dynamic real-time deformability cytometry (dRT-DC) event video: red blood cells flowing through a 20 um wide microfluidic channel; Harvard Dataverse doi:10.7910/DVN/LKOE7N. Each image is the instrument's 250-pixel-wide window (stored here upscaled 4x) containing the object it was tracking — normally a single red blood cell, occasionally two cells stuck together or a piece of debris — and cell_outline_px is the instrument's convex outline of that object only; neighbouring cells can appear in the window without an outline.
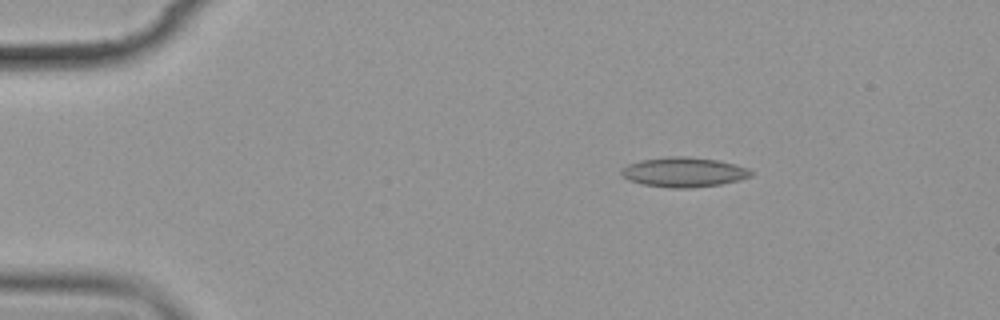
{"species": "common noctule bat (a hibernating species)", "species_latin": "Nyctalus noctula", "temperature_condition": "cold", "stored_images_in_passage": 4, "camera_frame_rate_fps": 3000, "um_per_image_px": 0.085, "animal": {"sex": "female", "body_mass_g": 19.9}, "frame": {"image": 1, "passage_image": 1, "time_ms": 0.0, "image_size_px": [1000, 320], "cell_outline_px": [[752, 176], [740, 180], [720, 184], [692, 188], [668, 188], [640, 184], [628, 180], [620, 172], [620, 168], [628, 164], [640, 160], [668, 156], [688, 156], [716, 160], [736, 164], [748, 168], [752, 172]], "centroid_in_image_um": [58.1, 14.63], "position_along_channel_um": 26.9, "area_um2": 22.72}}
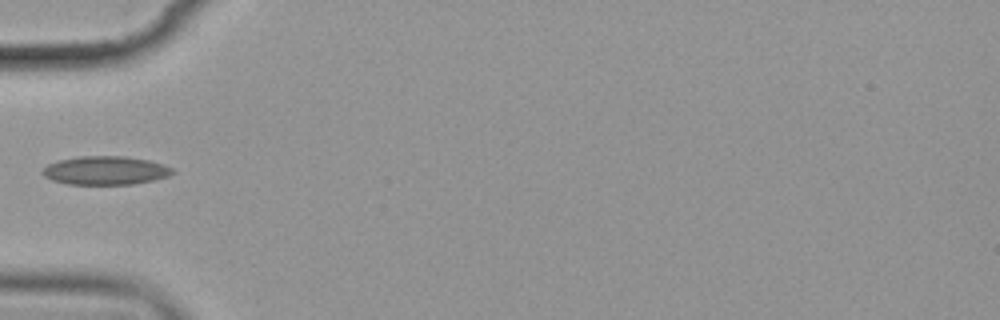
{"frame": {"image": 2, "passage_image": 4, "time_ms": 3.333, "image_size_px": [1000, 320], "cell_outline_px": [[176, 172], [168, 176], [152, 180], [132, 184], [68, 184], [52, 180], [44, 176], [40, 172], [48, 164], [60, 160], [80, 156], [124, 156], [148, 160], [172, 168]], "centroid_in_image_um": [8.94, 14.49], "position_along_channel_um": 76.1, "area_um2": 21.44}}